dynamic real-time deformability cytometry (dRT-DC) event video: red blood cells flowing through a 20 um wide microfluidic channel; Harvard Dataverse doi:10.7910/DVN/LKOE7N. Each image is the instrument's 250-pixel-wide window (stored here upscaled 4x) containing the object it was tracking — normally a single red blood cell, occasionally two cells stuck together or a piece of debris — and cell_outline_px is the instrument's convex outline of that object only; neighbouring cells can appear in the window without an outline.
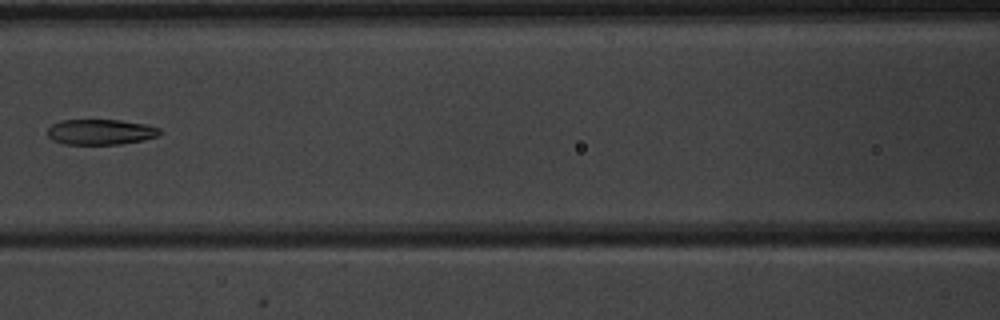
{"species": "common noctule bat (a hibernating species)", "species_latin": "Nyctalus noctula", "temperature_condition": "warm", "stored_images_in_passage": 5, "camera_frame_rate_fps": 3000, "um_per_image_px": 0.085, "animal": {"sex": "male", "body_mass_g": 20.1, "forearm_length_mm": 53.5}, "frame": {"image": 1, "passage_image": 5, "time_ms": 4.667, "image_size_px": [1000, 320], "cell_outline_px": [[160, 136], [120, 144], [64, 144], [52, 140], [48, 136], [48, 128], [52, 124], [60, 120], [120, 120], [144, 124], [160, 128]], "centroid_in_image_um": [8.52, 11.21], "position_along_channel_um": 158.1, "area_um2": 16.59}}